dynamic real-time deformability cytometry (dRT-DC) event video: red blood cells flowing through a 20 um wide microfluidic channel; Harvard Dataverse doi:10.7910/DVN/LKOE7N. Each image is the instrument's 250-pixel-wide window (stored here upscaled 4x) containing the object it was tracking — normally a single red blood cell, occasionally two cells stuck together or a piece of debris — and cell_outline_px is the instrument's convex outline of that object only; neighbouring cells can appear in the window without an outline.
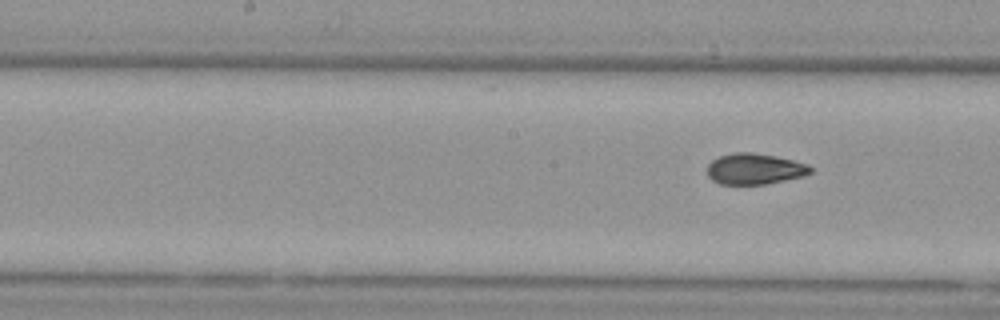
{"species": "Egyptian fruit bat (a non-hibernating species)", "species_latin": "Rousettus aegyptiacus", "temperature_condition": "cold", "stored_images_in_passage": 6, "camera_frame_rate_fps": 3000, "um_per_image_px": 0.085, "animal": {"sex": "female"}, "frame": {"image": 1, "passage_image": 6, "time_ms": 7.0, "image_size_px": [1000, 320], "cell_outline_px": [[812, 172], [804, 176], [764, 184], [720, 184], [712, 180], [708, 176], [708, 164], [712, 160], [720, 156], [736, 152], [752, 152], [776, 156], [808, 164], [812, 168]], "centroid_in_image_um": [64.15, 14.35], "position_along_channel_um": 184.1, "area_um2": 18.55}}